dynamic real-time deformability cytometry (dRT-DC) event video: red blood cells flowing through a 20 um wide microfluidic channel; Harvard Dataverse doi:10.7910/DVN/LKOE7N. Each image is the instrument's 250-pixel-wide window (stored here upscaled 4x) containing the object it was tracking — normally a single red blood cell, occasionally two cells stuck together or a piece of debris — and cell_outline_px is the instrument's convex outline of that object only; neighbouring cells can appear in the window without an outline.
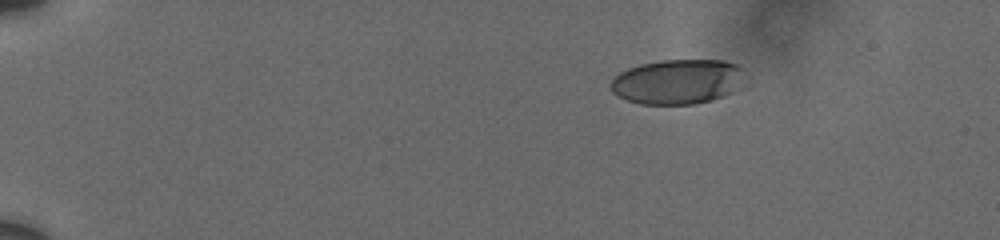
{"species": "human", "species_latin": "Homo sapiens", "temperature_condition": "cold", "stored_images_in_passage": 49, "camera_frame_rate_fps": 3000, "um_per_image_px": 0.085, "donor": {"sex": "male"}, "frame": {"image": 1, "passage_image": 1, "time_ms": 0.0, "image_size_px": [1000, 240], "cell_outline_px": [[744, 68], [732, 92], [724, 96], [712, 100], [696, 104], [640, 104], [616, 96], [608, 88], [608, 84], [612, 76], [628, 68], [640, 64], [660, 60], [724, 60], [740, 64]], "centroid_in_image_um": [57.49, 6.93], "position_along_channel_um": 27.5, "area_um2": 35.26}}
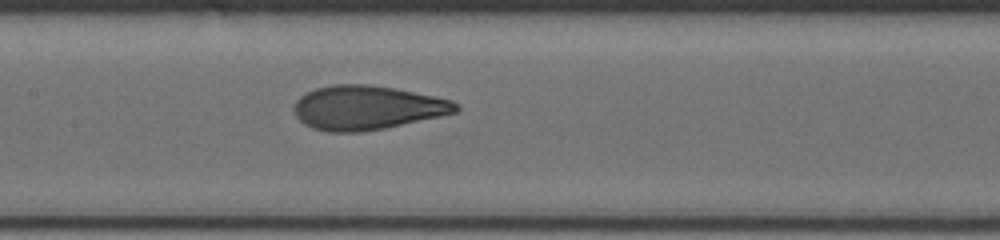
{"frame": {"image": 2, "passage_image": 22, "time_ms": 7.0, "image_size_px": [1000, 240], "cell_outline_px": [[460, 108], [456, 112], [440, 116], [384, 128], [360, 132], [328, 132], [312, 128], [304, 124], [296, 116], [292, 108], [296, 100], [304, 92], [316, 88], [332, 84], [368, 84], [396, 88], [452, 100]], "centroid_in_image_um": [31.15, 9.14], "position_along_channel_um": 176.3, "area_um2": 41.67}}
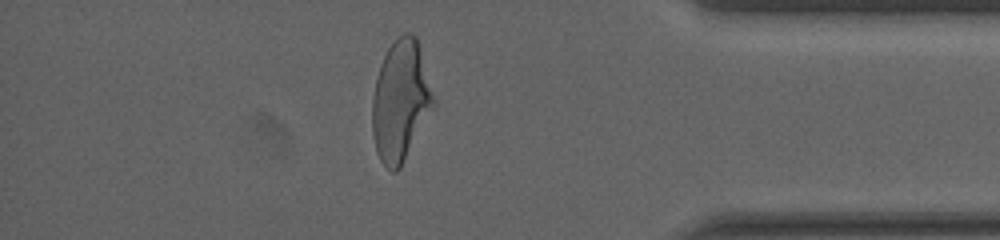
{"frame": {"image": 3, "passage_image": 42, "time_ms": 13.667, "image_size_px": [1000, 240], "cell_outline_px": [[436, 104], [400, 168], [396, 172], [392, 172], [380, 160], [376, 152], [372, 132], [372, 96], [376, 76], [380, 64], [388, 48], [404, 32], [412, 32], [416, 36], [436, 100]], "centroid_in_image_um": [34.05, 8.58], "position_along_channel_um": 401.2, "area_um2": 43.23}, "authors_computed_cell_mechanics": {"area_um2": 40.5756, "velocity_mm_per_s": 3.708, "shape_relaxation_time_tau1_ms": 5.4566, "shape_relaxation_time_tau2_ms": 0.936, "deformation_change_tau1": 0.205, "deformation_change_tau2": 0.0821}}